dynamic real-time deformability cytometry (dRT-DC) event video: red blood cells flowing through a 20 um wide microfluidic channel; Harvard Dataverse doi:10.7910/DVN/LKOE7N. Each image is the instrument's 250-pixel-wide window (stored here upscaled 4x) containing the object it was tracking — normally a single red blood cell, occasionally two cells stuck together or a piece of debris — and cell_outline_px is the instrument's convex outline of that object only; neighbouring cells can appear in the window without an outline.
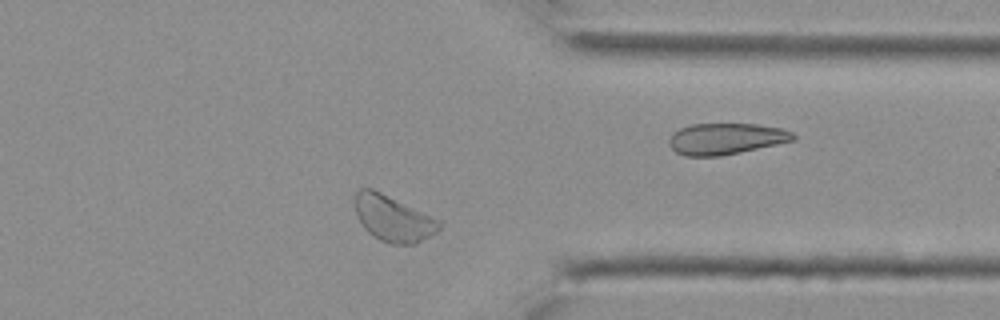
{"species": "Egyptian fruit bat (a non-hibernating species)", "species_latin": "Rousettus aegyptiacus", "temperature_condition": "cold", "stored_images_in_passage": 27, "camera_frame_rate_fps": 3000, "um_per_image_px": 0.085, "animal": {"sex": "female"}, "frame": {"image": 1, "passage_image": 20, "time_ms": 6.333, "image_size_px": [1000, 320], "cell_outline_px": [[444, 224], [436, 232], [412, 244], [392, 244], [380, 240], [368, 232], [364, 228], [356, 216], [356, 192], [360, 188], [372, 188], [444, 220]], "centroid_in_image_um": [33.46, 18.55], "position_along_channel_um": 377.9, "area_um2": 22.72}}